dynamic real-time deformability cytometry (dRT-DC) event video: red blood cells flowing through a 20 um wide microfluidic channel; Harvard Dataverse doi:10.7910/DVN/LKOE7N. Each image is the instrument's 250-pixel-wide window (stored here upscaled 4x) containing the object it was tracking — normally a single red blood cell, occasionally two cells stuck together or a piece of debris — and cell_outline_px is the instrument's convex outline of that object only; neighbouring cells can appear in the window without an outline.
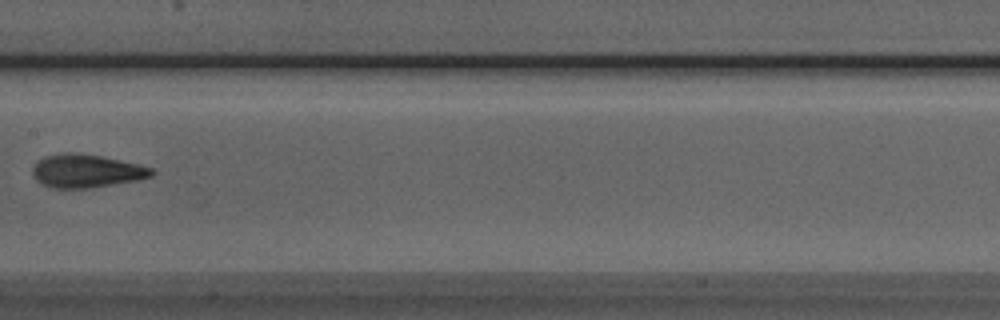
{"species": "Egyptian fruit bat (a non-hibernating species)", "species_latin": "Rousettus aegyptiacus", "temperature_condition": "room temperature", "stored_images_in_passage": 7, "camera_frame_rate_fps": 3000, "um_per_image_px": 0.085, "animal": {"sex": "male"}, "frame": {"image": 1, "passage_image": 6, "time_ms": 6.0, "image_size_px": [1000, 320], "cell_outline_px": [[156, 172], [152, 176], [140, 180], [88, 188], [52, 188], [36, 180], [32, 172], [32, 168], [44, 156], [64, 152], [76, 152], [104, 156], [140, 164], [152, 168]], "centroid_in_image_um": [7.39, 14.52], "position_along_channel_um": 200.0, "area_um2": 23.29}}
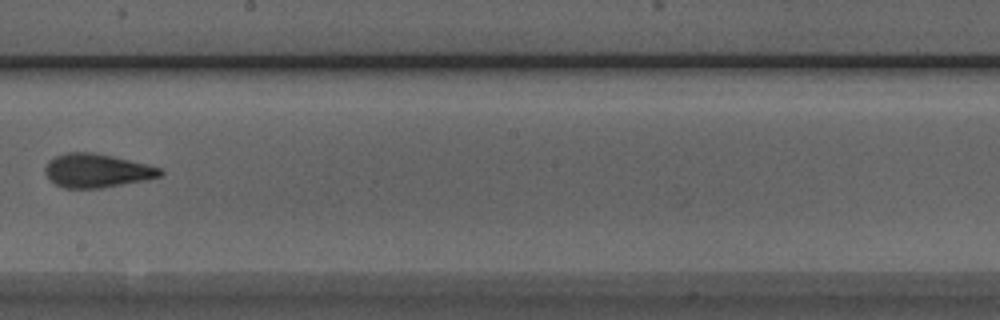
{"frame": {"image": 2, "passage_image": 7, "time_ms": 7.0, "image_size_px": [1000, 320], "cell_outline_px": [[164, 172], [160, 176], [148, 180], [100, 188], [64, 188], [56, 184], [44, 172], [44, 168], [48, 160], [56, 156], [68, 152], [96, 152], [148, 164], [160, 168]], "centroid_in_image_um": [8.25, 14.5], "position_along_channel_um": 240.0, "area_um2": 22.72}}